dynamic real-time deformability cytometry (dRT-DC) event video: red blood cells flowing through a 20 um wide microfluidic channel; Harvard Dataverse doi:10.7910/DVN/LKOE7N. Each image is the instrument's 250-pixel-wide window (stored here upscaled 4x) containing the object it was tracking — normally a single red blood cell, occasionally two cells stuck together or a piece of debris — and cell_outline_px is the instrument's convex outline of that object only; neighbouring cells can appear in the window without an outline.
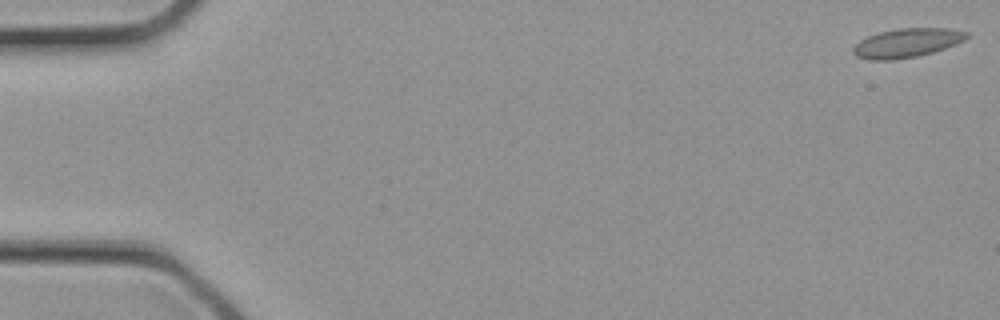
{"species": "common noctule bat (a hibernating species)", "species_latin": "Nyctalus noctula", "temperature_condition": "cold", "stored_images_in_passage": 3, "camera_frame_rate_fps": 3000, "um_per_image_px": 0.085, "animal": {"sex": "female", "body_mass_g": 21.9}, "frame": {"image": 1, "passage_image": 3, "time_ms": 0.667, "image_size_px": [1000, 320], "cell_outline_px": [[968, 36], [964, 40], [956, 44], [932, 52], [916, 56], [888, 60], [868, 60], [856, 56], [852, 52], [852, 48], [860, 40], [868, 36], [880, 32], [900, 28], [948, 28], [968, 32]], "centroid_in_image_um": [77.06, 3.64], "position_along_channel_um": 7.9, "area_um2": 19.02}}